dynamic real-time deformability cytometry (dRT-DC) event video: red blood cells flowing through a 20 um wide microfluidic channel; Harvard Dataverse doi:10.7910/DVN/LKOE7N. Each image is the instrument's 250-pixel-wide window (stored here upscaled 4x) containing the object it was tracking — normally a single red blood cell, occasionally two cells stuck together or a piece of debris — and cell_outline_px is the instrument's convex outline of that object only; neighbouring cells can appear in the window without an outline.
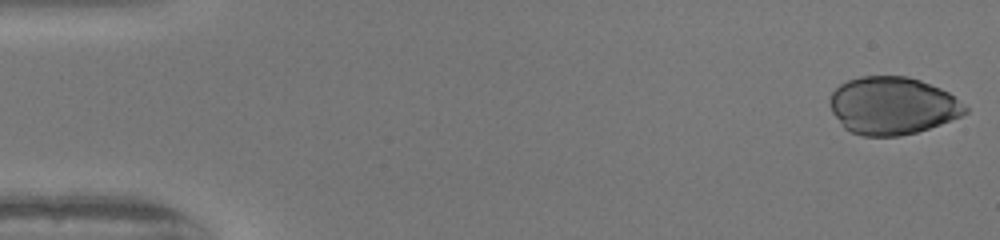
{"species": "human", "species_latin": "Homo sapiens", "temperature_condition": "warm", "stored_images_in_passage": 50, "camera_frame_rate_fps": 3000, "um_per_image_px": 0.085, "donor": {"sex": "female"}, "frame": {"image": 1, "passage_image": 1, "time_ms": 0.0, "image_size_px": [1000, 240], "cell_outline_px": [[968, 112], [960, 116], [940, 124], [916, 132], [900, 136], [864, 136], [852, 132], [844, 128], [832, 112], [832, 92], [840, 84], [848, 80], [860, 76], [908, 76], [920, 80], [940, 88], [948, 92], [968, 108]], "centroid_in_image_um": [75.86, 8.98], "position_along_channel_um": 9.1, "area_um2": 45.03}}
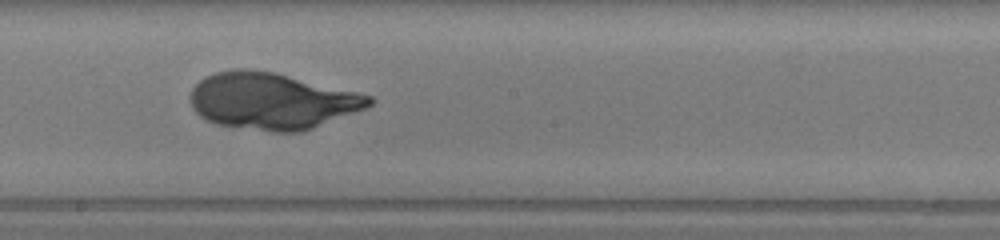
{"frame": {"image": 2, "passage_image": 28, "time_ms": 9.0, "image_size_px": [1000, 240], "cell_outline_px": [[376, 100], [368, 108], [312, 128], [300, 132], [272, 132], [216, 124], [200, 116], [192, 108], [192, 88], [204, 76], [216, 72], [240, 68], [244, 68], [276, 72], [372, 96]], "centroid_in_image_um": [23.14, 8.58], "position_along_channel_um": 225.1, "area_um2": 58.96}}
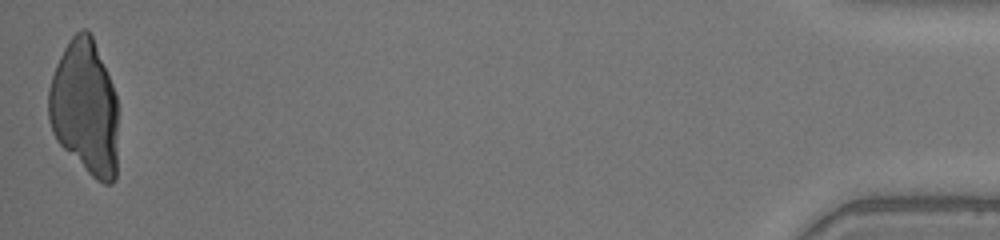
{"frame": {"image": 3, "passage_image": 50, "time_ms": 16.333, "image_size_px": [1000, 240], "cell_outline_px": [[116, 180], [112, 184], [104, 184], [96, 180], [56, 140], [52, 132], [48, 120], [48, 88], [56, 64], [64, 48], [72, 36], [80, 28], [88, 28], [92, 36], [112, 84], [116, 96]], "centroid_in_image_um": [7.19, 9.14], "position_along_channel_um": 428.0, "area_um2": 54.51}}